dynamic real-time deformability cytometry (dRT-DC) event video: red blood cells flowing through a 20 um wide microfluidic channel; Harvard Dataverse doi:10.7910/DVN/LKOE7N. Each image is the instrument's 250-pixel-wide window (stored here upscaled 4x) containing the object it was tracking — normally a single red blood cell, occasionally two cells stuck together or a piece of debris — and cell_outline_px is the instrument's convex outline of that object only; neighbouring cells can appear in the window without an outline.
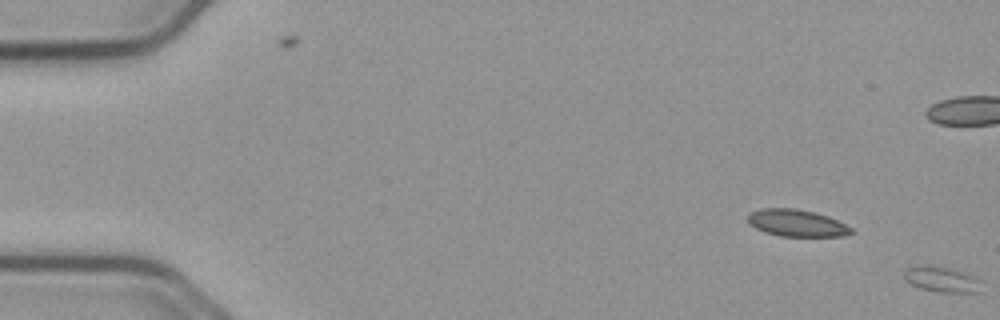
{"species": "common noctule bat (a hibernating species)", "species_latin": "Nyctalus noctula", "temperature_condition": "cold", "stored_images_in_passage": 5, "segment_of_instrument_passage": [2, 2], "camera_frame_rate_fps": 3000, "um_per_image_px": 0.085, "animal": {"sex": "male", "body_mass_g": 23.1, "forearm_length_mm": 52.7}, "frame": {"image": 1, "passage_image": 5, "time_ms": 1.333, "image_size_px": [1000, 320], "cell_outline_px": [[984, 292], [936, 292], [920, 288], [904, 280], [904, 272], [908, 268], [956, 268], [968, 272], [984, 280]], "centroid_in_image_um": [80.26, 23.8], "position_along_channel_um": 4.7, "area_um2": 11.56}}